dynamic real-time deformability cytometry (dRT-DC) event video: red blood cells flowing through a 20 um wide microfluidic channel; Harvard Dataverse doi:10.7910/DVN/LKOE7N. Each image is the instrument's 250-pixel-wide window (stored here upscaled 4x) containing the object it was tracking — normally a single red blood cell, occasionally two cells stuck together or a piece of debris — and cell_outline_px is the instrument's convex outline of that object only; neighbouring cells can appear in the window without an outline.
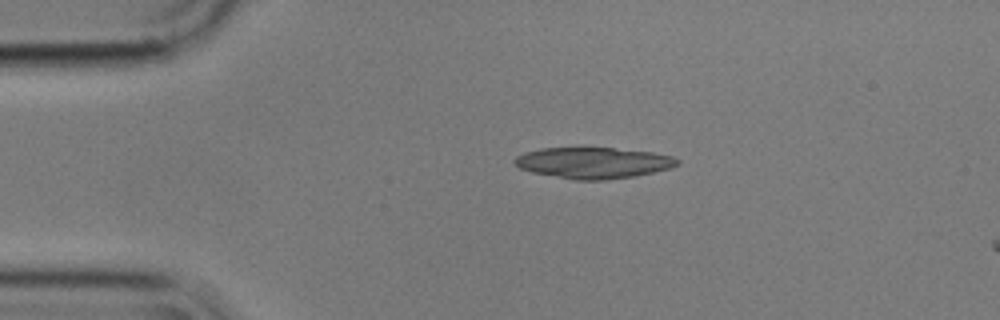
{"species": "common noctule bat (a hibernating species)", "species_latin": "Nyctalus noctula", "temperature_condition": "cold", "stored_images_in_passage": 3, "segment_of_instrument_passage": [1, 2], "camera_frame_rate_fps": 3000, "um_per_image_px": 0.085, "animal": {"sex": "male", "body_mass_g": 17.9}, "frame": {"image": 1, "passage_image": 1, "time_ms": 0.0, "image_size_px": [1000, 320], "cell_outline_px": [[680, 164], [668, 168], [652, 172], [632, 176], [604, 180], [576, 180], [532, 172], [520, 168], [512, 160], [516, 156], [524, 152], [540, 148], [612, 148], [652, 152], [672, 156], [680, 160]], "centroid_in_image_um": [50.41, 13.83], "position_along_channel_um": 34.6, "area_um2": 29.25}}